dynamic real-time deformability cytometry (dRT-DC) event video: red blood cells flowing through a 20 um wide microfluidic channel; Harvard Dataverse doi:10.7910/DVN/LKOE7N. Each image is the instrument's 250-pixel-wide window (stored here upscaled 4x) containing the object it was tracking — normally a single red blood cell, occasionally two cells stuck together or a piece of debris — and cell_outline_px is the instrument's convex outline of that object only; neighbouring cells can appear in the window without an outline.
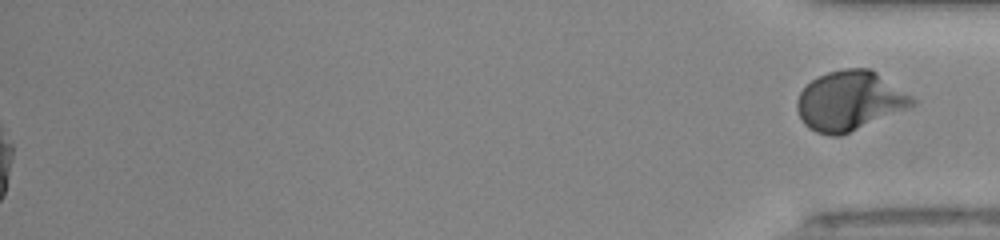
{"species": "human", "species_latin": "Homo sapiens", "temperature_condition": "room temperature", "stored_images_in_passage": 49, "segment_of_instrument_passage": [2, 2], "camera_frame_rate_fps": 3000, "um_per_image_px": 0.085, "donor": {"sex": "male"}, "frame": {"image": 1, "passage_image": 49, "time_ms": 16.0, "image_size_px": [1000, 240], "cell_outline_px": [[916, 104], [908, 108], [840, 136], [832, 136], [816, 132], [808, 128], [804, 124], [796, 108], [796, 100], [800, 92], [812, 80], [828, 72], [844, 68], [868, 68], [876, 72], [912, 96], [916, 100]], "centroid_in_image_um": [72.2, 8.57], "position_along_channel_um": 363.0, "area_um2": 39.65}}